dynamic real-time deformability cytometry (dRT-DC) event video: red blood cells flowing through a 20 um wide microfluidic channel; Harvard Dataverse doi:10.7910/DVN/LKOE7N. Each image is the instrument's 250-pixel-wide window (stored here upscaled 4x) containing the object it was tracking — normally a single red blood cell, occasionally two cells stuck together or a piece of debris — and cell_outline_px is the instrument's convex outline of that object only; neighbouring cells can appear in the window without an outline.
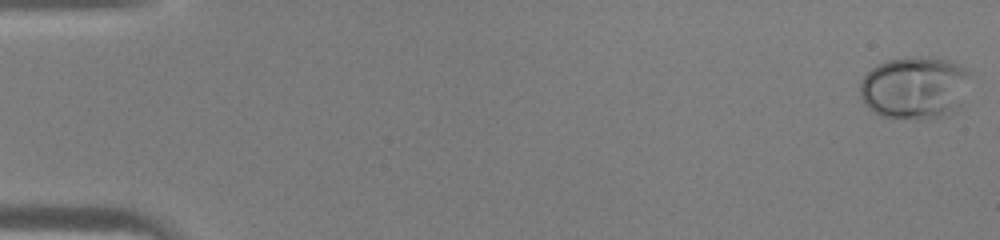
{"species": "human", "species_latin": "Homo sapiens", "temperature_condition": "warm", "stored_images_in_passage": 45, "camera_frame_rate_fps": 3000, "um_per_image_px": 0.085, "donor": {"sex": "male"}, "frame": {"image": 1, "passage_image": 1, "time_ms": 0.0, "image_size_px": [1000, 240], "cell_outline_px": [[972, 76], [960, 104], [956, 112], [948, 116], [932, 120], [928, 120], [880, 116], [872, 112], [864, 104], [860, 96], [860, 84], [864, 76], [872, 68], [888, 60], [916, 56], [924, 56], [948, 60], [960, 64], [968, 68], [972, 72]], "centroid_in_image_um": [77.8, 7.47], "position_along_channel_um": 7.2, "area_um2": 41.15}}
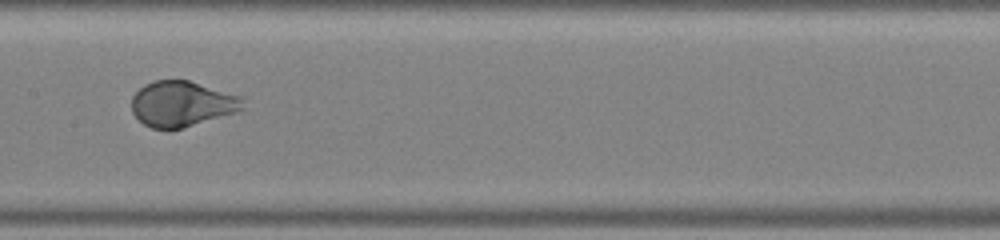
{"frame": {"image": 2, "passage_image": 24, "time_ms": 7.667, "image_size_px": [1000, 240], "cell_outline_px": [[244, 108], [236, 112], [184, 128], [152, 128], [144, 124], [132, 112], [132, 96], [144, 84], [152, 80], [188, 80], [240, 96]], "centroid_in_image_um": [15.44, 8.82], "position_along_channel_um": 192.0, "area_um2": 29.19}}
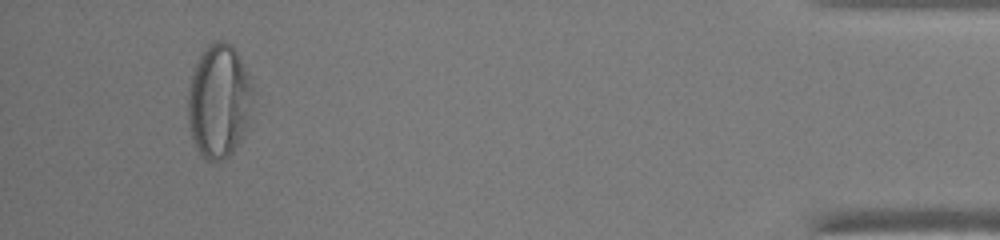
{"frame": {"image": 3, "passage_image": 43, "time_ms": 14.0, "image_size_px": [1000, 240], "cell_outline_px": [[252, 100], [248, 128], [244, 136], [232, 152], [224, 160], [216, 164], [208, 160], [196, 148], [192, 136], [188, 120], [188, 88], [192, 72], [200, 52], [208, 44], [216, 40], [224, 40], [236, 52], [252, 84]], "centroid_in_image_um": [18.6, 8.62], "position_along_channel_um": 416.6, "area_um2": 43.23}}